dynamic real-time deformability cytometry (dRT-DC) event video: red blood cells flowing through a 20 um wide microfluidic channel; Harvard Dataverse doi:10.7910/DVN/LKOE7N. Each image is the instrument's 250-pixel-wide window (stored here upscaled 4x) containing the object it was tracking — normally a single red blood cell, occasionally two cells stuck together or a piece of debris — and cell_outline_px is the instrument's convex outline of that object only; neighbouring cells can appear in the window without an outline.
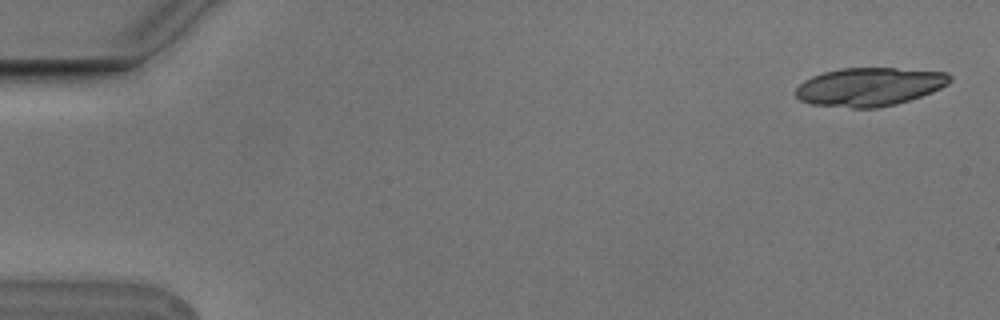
{"species": "Egyptian fruit bat (a non-hibernating species)", "species_latin": "Rousettus aegyptiacus", "temperature_condition": "cold", "stored_images_in_passage": 5, "camera_frame_rate_fps": 3000, "um_per_image_px": 0.085, "animal": {"sex": "male"}, "frame": {"image": 1, "passage_image": 1, "time_ms": 0.0, "image_size_px": [1000, 320], "cell_outline_px": [[952, 80], [948, 84], [932, 92], [896, 104], [876, 108], [852, 108], [812, 104], [800, 100], [796, 96], [796, 88], [804, 80], [812, 76], [824, 72], [840, 68], [896, 68], [948, 72], [952, 76]], "centroid_in_image_um": [73.92, 7.37], "position_along_channel_um": 11.1, "area_um2": 34.56}}